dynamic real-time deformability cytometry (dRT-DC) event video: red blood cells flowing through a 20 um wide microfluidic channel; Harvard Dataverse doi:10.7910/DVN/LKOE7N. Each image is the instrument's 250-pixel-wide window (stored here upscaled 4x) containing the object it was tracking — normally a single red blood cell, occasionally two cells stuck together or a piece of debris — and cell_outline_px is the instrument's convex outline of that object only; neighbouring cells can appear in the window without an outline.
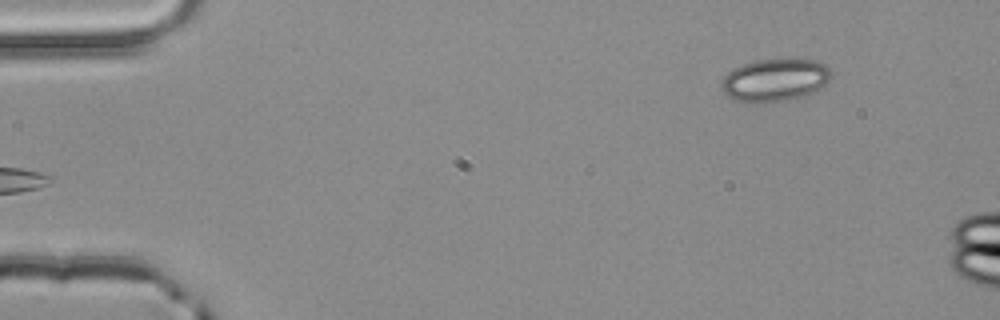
{"species": "common noctule bat (a hibernating species)", "species_latin": "Nyctalus noctula", "temperature_condition": "room temperature", "stored_images_in_passage": 3, "camera_frame_rate_fps": 3000, "um_per_image_px": 0.085, "animal": {"sex": "male", "body_mass_g": 20.4}, "frame": {"image": 1, "passage_image": 3, "time_ms": 0.667, "image_size_px": [1000, 320], "cell_outline_px": [[832, 76], [820, 88], [804, 96], [788, 100], [756, 104], [748, 104], [736, 100], [728, 96], [720, 88], [720, 80], [732, 68], [756, 60], [816, 60], [824, 64], [832, 72]], "centroid_in_image_um": [65.81, 6.83], "position_along_channel_um": 19.2, "area_um2": 27.46}}